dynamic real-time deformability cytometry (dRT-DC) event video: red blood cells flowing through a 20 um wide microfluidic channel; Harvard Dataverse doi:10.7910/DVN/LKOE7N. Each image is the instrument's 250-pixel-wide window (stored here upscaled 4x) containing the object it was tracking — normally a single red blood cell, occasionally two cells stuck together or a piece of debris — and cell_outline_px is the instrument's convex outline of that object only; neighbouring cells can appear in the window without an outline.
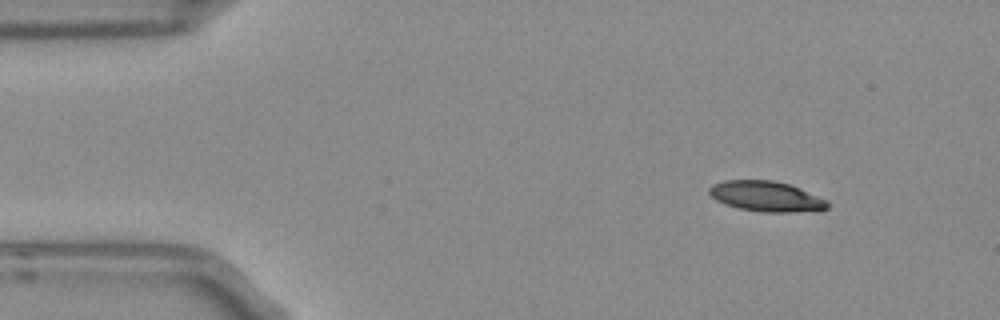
{"species": "Egyptian fruit bat (a non-hibernating species)", "species_latin": "Rousettus aegyptiacus", "temperature_condition": "room temperature", "stored_images_in_passage": 8, "camera_frame_rate_fps": 3000, "um_per_image_px": 0.085, "frame": {"image": 1, "passage_image": 1, "time_ms": 0.0, "image_size_px": [1000, 320], "cell_outline_px": [[832, 204], [828, 208], [792, 212], [764, 212], [740, 208], [724, 204], [716, 200], [708, 192], [708, 188], [712, 184], [724, 180], [772, 180], [792, 184], [828, 200]], "centroid_in_image_um": [65.14, 16.67], "position_along_channel_um": 19.9, "area_um2": 21.04}}
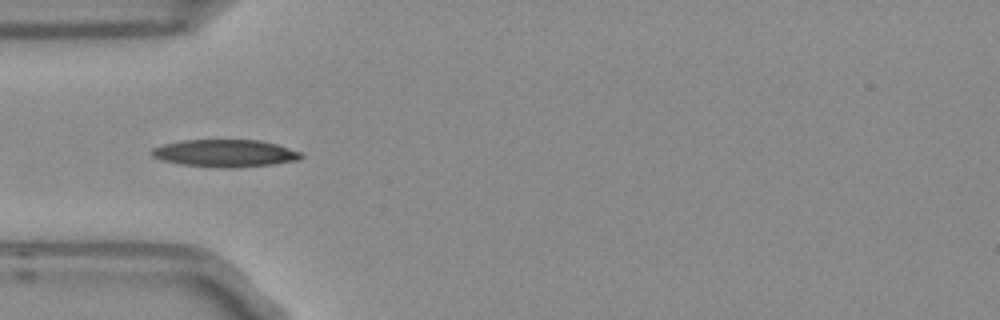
{"frame": {"image": 2, "passage_image": 3, "time_ms": 0.667, "image_size_px": [1000, 320], "cell_outline_px": [[304, 156], [300, 160], [272, 164], [232, 168], [228, 168], [184, 164], [164, 160], [152, 156], [152, 148], [164, 144], [184, 140], [260, 140], [276, 144], [300, 152]], "centroid_in_image_um": [19.18, 13.02], "position_along_channel_um": 65.8, "area_um2": 23.47}}
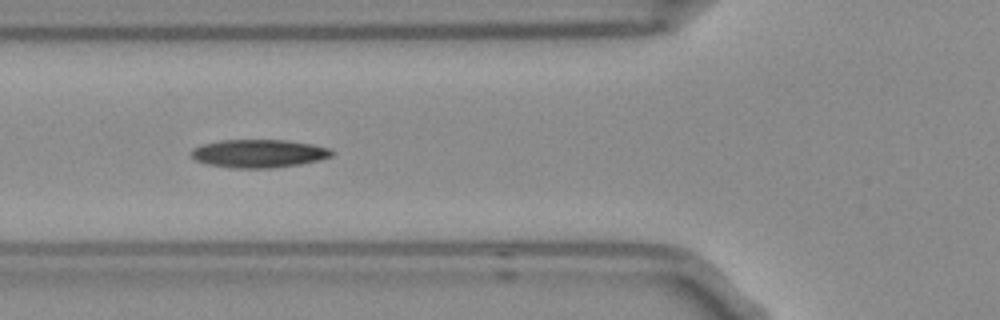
{"frame": {"image": 3, "passage_image": 4, "time_ms": 1.0, "image_size_px": [1000, 320], "cell_outline_px": [[332, 156], [320, 160], [300, 164], [272, 168], [232, 168], [204, 164], [196, 160], [188, 152], [192, 148], [200, 144], [220, 140], [284, 140], [312, 144], [328, 148], [332, 152]], "centroid_in_image_um": [21.92, 13.05], "position_along_channel_um": 103.9, "area_um2": 23.24}}